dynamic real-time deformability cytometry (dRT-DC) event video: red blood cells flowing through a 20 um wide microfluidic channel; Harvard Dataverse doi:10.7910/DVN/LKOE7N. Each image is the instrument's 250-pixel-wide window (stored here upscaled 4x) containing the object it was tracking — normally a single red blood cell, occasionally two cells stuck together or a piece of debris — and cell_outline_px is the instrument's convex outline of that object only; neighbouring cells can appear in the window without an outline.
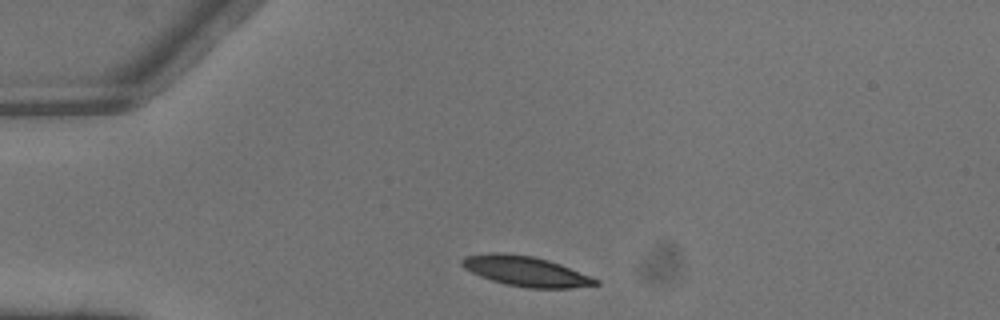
{"species": "common noctule bat (a hibernating species)", "species_latin": "Nyctalus noctula", "temperature_condition": "warm", "stored_images_in_passage": 1, "camera_frame_rate_fps": 3000, "um_per_image_px": 0.085, "animal": {"sex": "male", "body_mass_g": 13.3}, "frame": {"image": 1, "passage_image": 1, "time_ms": 0.0, "image_size_px": [1000, 320], "cell_outline_px": [[600, 284], [572, 288], [528, 288], [504, 284], [480, 276], [464, 268], [460, 264], [460, 260], [464, 256], [488, 252], [504, 252], [532, 256], [548, 260], [560, 264], [600, 280]], "centroid_in_image_um": [44.66, 23.04], "position_along_channel_um": 40.3, "area_um2": 23.52}}